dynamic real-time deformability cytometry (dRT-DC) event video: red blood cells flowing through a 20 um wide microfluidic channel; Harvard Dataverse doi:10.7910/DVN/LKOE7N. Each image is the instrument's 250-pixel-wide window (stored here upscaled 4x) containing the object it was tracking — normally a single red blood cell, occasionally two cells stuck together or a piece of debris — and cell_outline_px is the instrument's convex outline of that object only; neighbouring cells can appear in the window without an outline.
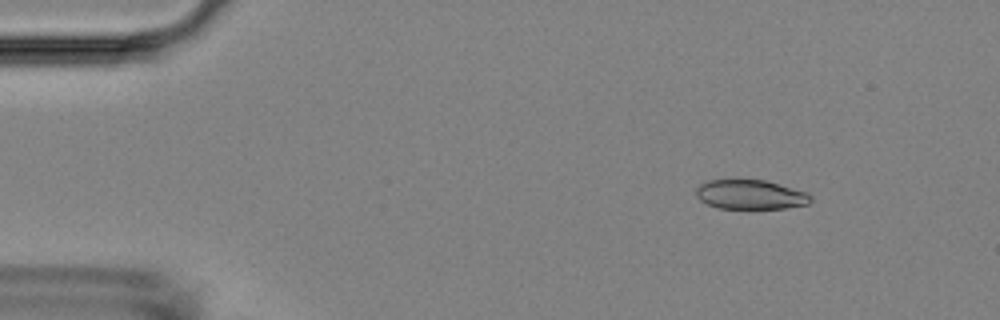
{"species": "Egyptian fruit bat (a non-hibernating species)", "species_latin": "Rousettus aegyptiacus", "temperature_condition": "room temperature", "stored_images_in_passage": 48, "camera_frame_rate_fps": 3000, "um_per_image_px": 0.085, "animal": {"sex": "female"}, "frame": {"image": 1, "passage_image": 1, "time_ms": 0.0, "image_size_px": [1000, 320], "cell_outline_px": [[812, 200], [808, 204], [784, 208], [748, 212], [716, 208], [700, 200], [696, 196], [696, 188], [700, 184], [708, 180], [764, 180], [808, 192], [812, 196]], "centroid_in_image_um": [63.79, 16.6], "position_along_channel_um": 21.2, "area_um2": 20.58}}
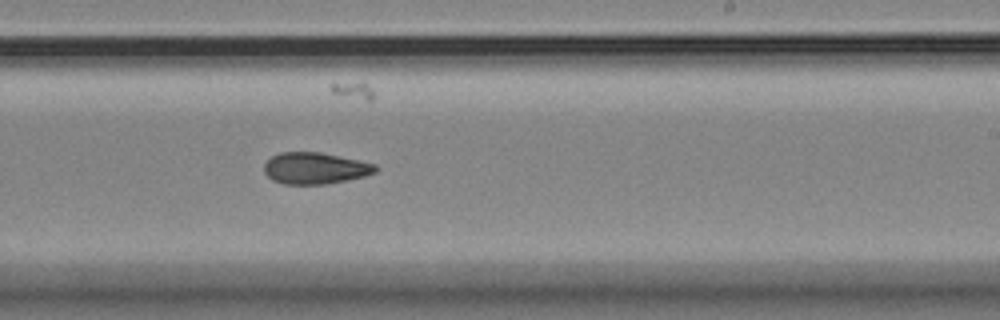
{"frame": {"image": 2, "passage_image": 27, "time_ms": 8.667, "image_size_px": [1000, 320], "cell_outline_px": [[376, 172], [364, 176], [348, 180], [324, 184], [284, 184], [272, 180], [264, 172], [264, 164], [272, 156], [280, 152], [320, 152], [376, 164]], "centroid_in_image_um": [26.76, 14.3], "position_along_channel_um": 262.2, "area_um2": 20.35}}
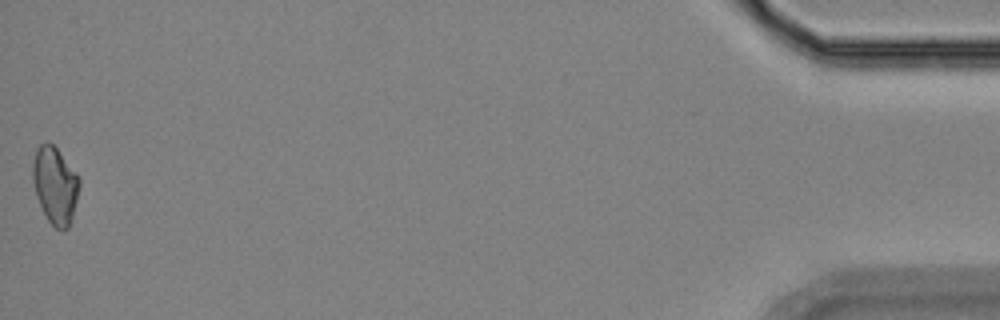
{"frame": {"image": 3, "passage_image": 48, "time_ms": 15.667, "image_size_px": [1000, 320], "cell_outline_px": [[80, 184], [72, 216], [68, 228], [56, 228], [48, 220], [36, 196], [32, 180], [32, 164], [36, 148], [40, 144], [48, 140], [56, 148], [80, 180]], "centroid_in_image_um": [4.64, 15.71], "position_along_channel_um": 430.6, "area_um2": 20.46}, "authors_computed_cell_mechanics": {"area_um2": 20.7502, "velocity_mm_per_s": 3.7169, "shape_relaxation_time_tau1_ms": 8.2862, "shape_relaxation_time_tau2_ms": 7.1796, "deformation_change_tau1": 0.1538, "deformation_change_tau2": 0.1392}}